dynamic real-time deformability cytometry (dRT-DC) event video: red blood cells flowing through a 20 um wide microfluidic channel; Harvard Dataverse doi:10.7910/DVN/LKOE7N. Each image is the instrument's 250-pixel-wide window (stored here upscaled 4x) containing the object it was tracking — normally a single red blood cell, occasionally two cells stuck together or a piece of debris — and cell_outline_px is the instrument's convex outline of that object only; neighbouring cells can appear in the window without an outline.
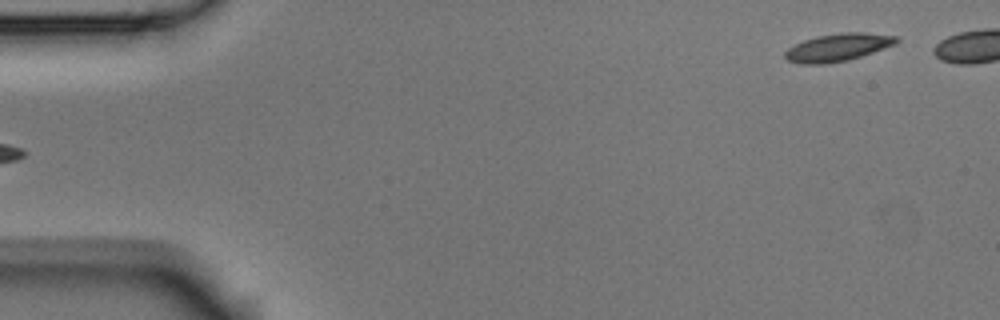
{"species": "Egyptian fruit bat (a non-hibernating species)", "species_latin": "Rousettus aegyptiacus", "temperature_condition": "room temperature", "stored_images_in_passage": 5, "segment_of_instrument_passage": [2, 2], "camera_frame_rate_fps": 3000, "um_per_image_px": 0.085, "animal": {"sex": "male"}, "frame": {"image": 1, "passage_image": 5, "time_ms": 1.333, "image_size_px": [1000, 320], "cell_outline_px": [[900, 40], [896, 44], [848, 60], [828, 64], [800, 64], [788, 60], [784, 56], [784, 52], [788, 48], [804, 40], [816, 36], [844, 32], [864, 32], [896, 36]], "centroid_in_image_um": [71.21, 4.03], "position_along_channel_um": 13.8, "area_um2": 17.92}}